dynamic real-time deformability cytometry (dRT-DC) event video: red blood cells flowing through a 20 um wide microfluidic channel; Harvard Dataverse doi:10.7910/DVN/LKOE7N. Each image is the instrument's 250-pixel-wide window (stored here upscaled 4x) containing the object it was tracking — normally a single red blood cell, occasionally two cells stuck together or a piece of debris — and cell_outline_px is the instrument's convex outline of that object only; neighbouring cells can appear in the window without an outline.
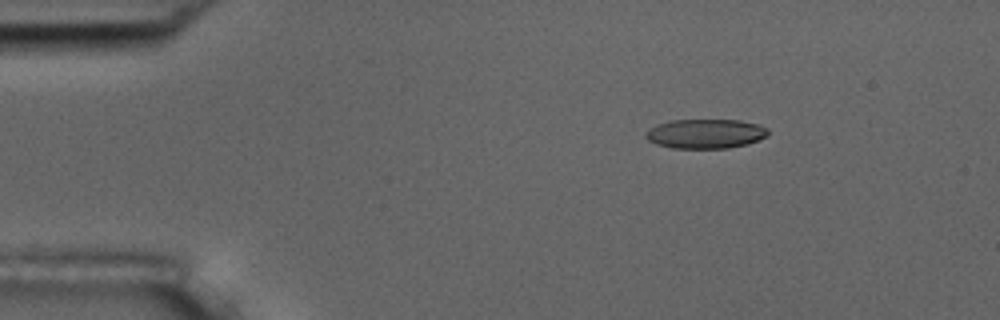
{"species": "common noctule bat (a hibernating species)", "species_latin": "Nyctalus noctula", "temperature_condition": "room temperature", "stored_images_in_passage": 7, "camera_frame_rate_fps": 3000, "um_per_image_px": 0.085, "animal": {"sex": "male", "body_mass_g": 17.5, "forearm_length_mm": 52.3}, "frame": {"image": 1, "passage_image": 3, "time_ms": 2.333, "image_size_px": [1000, 320], "cell_outline_px": [[768, 136], [748, 144], [728, 148], [672, 148], [656, 144], [648, 140], [644, 136], [644, 132], [656, 124], [672, 120], [740, 120], [760, 124], [768, 128]], "centroid_in_image_um": [59.97, 11.36], "position_along_channel_um": 25.0, "area_um2": 21.21}}
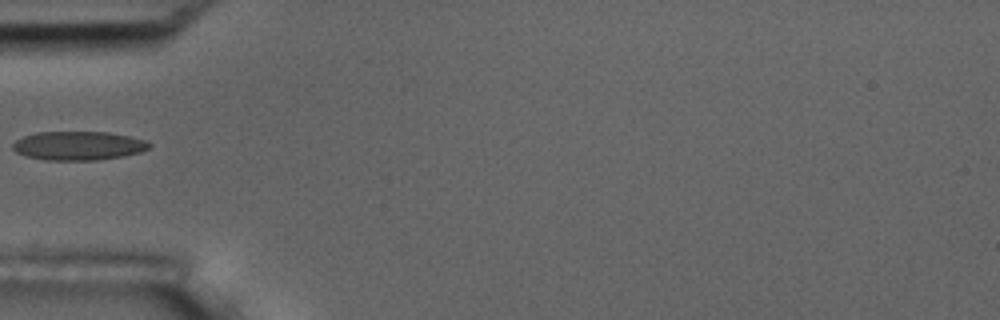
{"frame": {"image": 2, "passage_image": 6, "time_ms": 5.667, "image_size_px": [1000, 320], "cell_outline_px": [[152, 144], [148, 148], [140, 152], [124, 156], [96, 160], [44, 160], [24, 156], [16, 152], [12, 148], [12, 144], [16, 140], [24, 136], [36, 132], [108, 132], [128, 136], [144, 140]], "centroid_in_image_um": [6.63, 12.39], "position_along_channel_um": 78.4, "area_um2": 22.95}}